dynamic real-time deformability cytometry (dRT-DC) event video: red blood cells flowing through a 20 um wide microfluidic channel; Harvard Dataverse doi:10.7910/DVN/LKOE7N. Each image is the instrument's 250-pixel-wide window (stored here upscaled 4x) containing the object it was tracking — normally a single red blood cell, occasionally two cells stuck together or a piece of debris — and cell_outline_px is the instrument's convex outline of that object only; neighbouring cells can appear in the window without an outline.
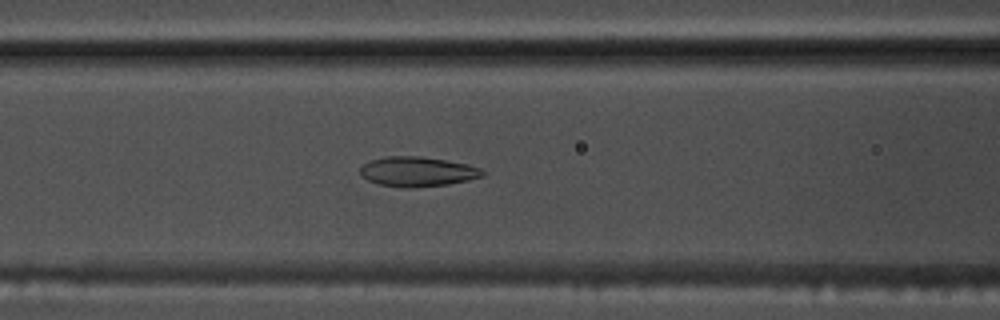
{"species": "common noctule bat (a hibernating species)", "species_latin": "Nyctalus noctula", "temperature_condition": "warm", "stored_images_in_passage": 54, "camera_frame_rate_fps": 3000, "um_per_image_px": 0.085, "animal": {"sex": "male", "body_mass_g": 17.5, "forearm_length_mm": 52.3}, "frame": {"image": 1, "passage_image": 22, "time_ms": 7.0, "image_size_px": [1000, 320], "cell_outline_px": [[488, 172], [484, 176], [468, 180], [448, 184], [412, 188], [400, 188], [380, 184], [368, 180], [360, 176], [360, 168], [364, 164], [372, 160], [384, 156], [420, 156], [468, 164], [480, 168]], "centroid_in_image_um": [35.5, 14.59], "position_along_channel_um": 131.1, "area_um2": 21.39}}
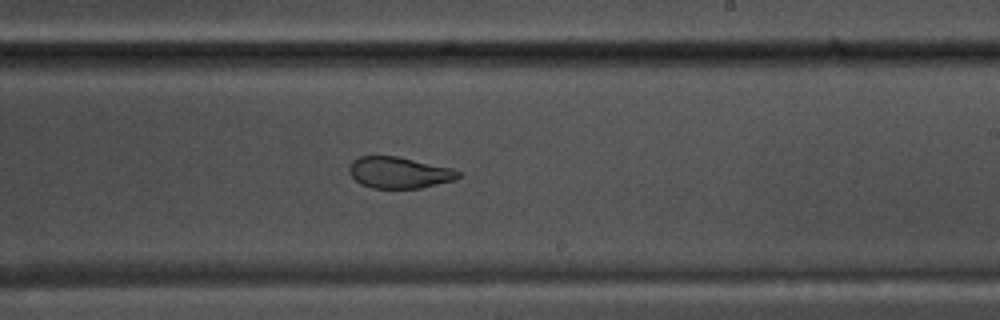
{"frame": {"image": 2, "passage_image": 32, "time_ms": 10.333, "image_size_px": [1000, 320], "cell_outline_px": [[460, 176], [452, 180], [420, 188], [372, 188], [360, 184], [348, 172], [348, 168], [352, 160], [360, 156], [396, 156], [452, 168], [460, 172]], "centroid_in_image_um": [33.87, 14.67], "position_along_channel_um": 255.1, "area_um2": 19.77}}
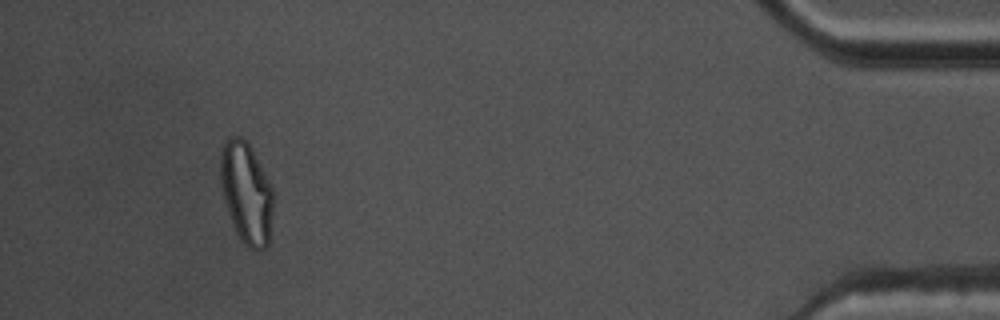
{"frame": {"image": 3, "passage_image": 50, "time_ms": 16.333, "image_size_px": [1000, 320], "cell_outline_px": [[272, 212], [268, 244], [260, 252], [252, 252], [240, 240], [232, 224], [224, 200], [220, 180], [220, 148], [224, 140], [228, 136], [240, 136], [248, 144], [272, 188]], "centroid_in_image_um": [20.9, 16.43], "position_along_channel_um": 414.3, "area_um2": 31.15}, "authors_computed_cell_mechanics": {"area_um2": 23.987, "velocity_mm_per_s": 3.7305, "shape_relaxation_time_tau1_ms": 8.2194, "shape_relaxation_time_tau2_ms": 1.8737, "deformation_change_tau1": 0.2073, "deformation_change_tau2": 0.0672}}